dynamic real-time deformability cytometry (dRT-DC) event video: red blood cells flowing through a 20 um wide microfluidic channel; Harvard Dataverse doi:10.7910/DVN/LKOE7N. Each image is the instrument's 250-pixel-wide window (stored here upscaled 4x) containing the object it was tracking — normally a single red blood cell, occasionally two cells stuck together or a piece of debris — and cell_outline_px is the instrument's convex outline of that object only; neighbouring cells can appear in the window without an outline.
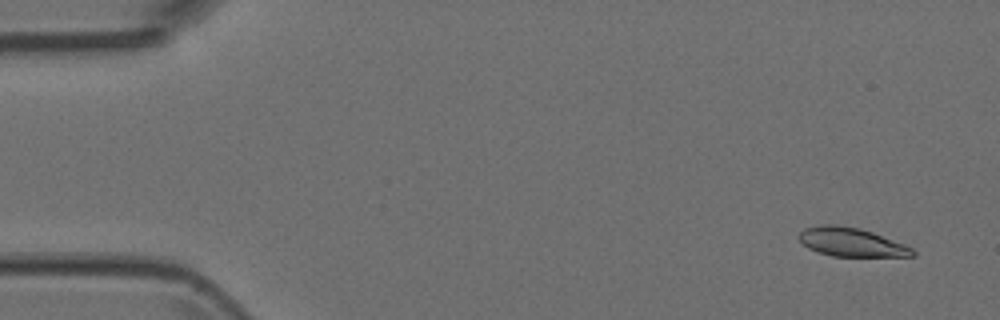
{"species": "Egyptian fruit bat (a non-hibernating species)", "species_latin": "Rousettus aegyptiacus", "temperature_condition": "room temperature", "stored_images_in_passage": 3, "camera_frame_rate_fps": 3000, "um_per_image_px": 0.085, "animal": {"sex": "female"}, "frame": {"image": 1, "passage_image": 1, "time_ms": 0.0, "image_size_px": [1000, 320], "cell_outline_px": [[916, 256], [832, 256], [808, 248], [796, 236], [804, 228], [820, 224], [836, 224], [860, 228], [872, 232], [904, 244], [912, 248], [916, 252]], "centroid_in_image_um": [72.34, 20.57], "position_along_channel_um": 12.7, "area_um2": 19.02}}